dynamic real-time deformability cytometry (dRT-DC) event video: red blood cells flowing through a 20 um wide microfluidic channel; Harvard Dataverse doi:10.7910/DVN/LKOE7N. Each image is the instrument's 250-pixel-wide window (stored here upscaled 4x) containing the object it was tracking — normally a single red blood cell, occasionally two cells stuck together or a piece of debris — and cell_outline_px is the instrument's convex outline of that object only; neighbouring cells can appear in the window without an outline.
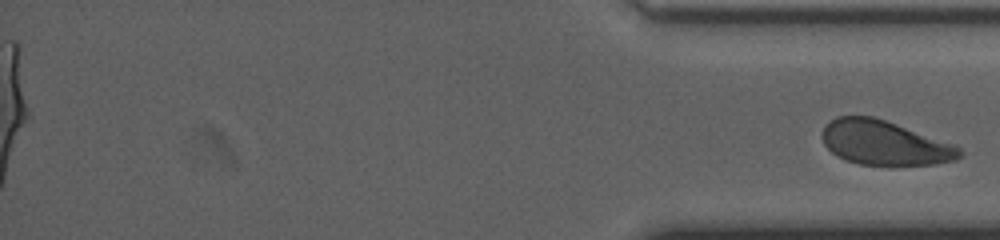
{"species": "human", "species_latin": "Homo sapiens", "temperature_condition": "cold", "stored_images_in_passage": 49, "segment_of_instrument_passage": [2, 2], "camera_frame_rate_fps": 3000, "um_per_image_px": 0.085, "donor": {"sex": "female"}, "frame": {"image": 1, "passage_image": 49, "time_ms": 16.0, "image_size_px": [1000, 240], "cell_outline_px": [[964, 156], [956, 160], [936, 164], [860, 164], [844, 160], [836, 156], [824, 144], [820, 136], [824, 124], [836, 116], [872, 116], [956, 144], [964, 152]], "centroid_in_image_um": [75.18, 12.13], "position_along_channel_um": 360.0, "area_um2": 35.72}}